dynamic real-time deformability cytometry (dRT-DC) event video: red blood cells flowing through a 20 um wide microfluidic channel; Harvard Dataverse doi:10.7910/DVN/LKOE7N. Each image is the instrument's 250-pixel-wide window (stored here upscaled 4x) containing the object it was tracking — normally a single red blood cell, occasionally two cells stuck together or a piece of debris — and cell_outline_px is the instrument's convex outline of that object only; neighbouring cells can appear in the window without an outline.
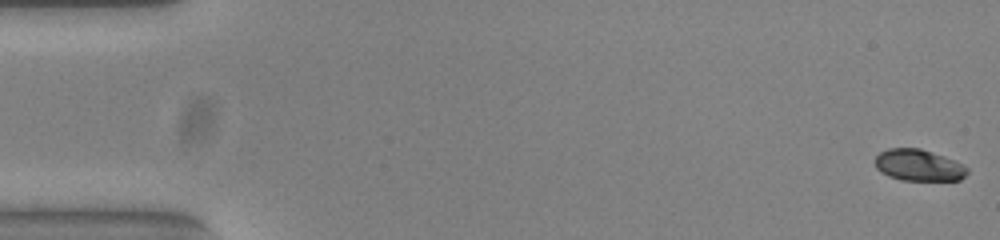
{"species": "common noctule bat (a hibernating species)", "species_latin": "Nyctalus noctula", "temperature_condition": "warm", "stored_images_in_passage": 14, "camera_frame_rate_fps": 3000, "um_per_image_px": 0.085, "animal": {"sex": "female", "body_mass_g": 23.0, "forearm_length_mm": 53.4}, "frame": {"image": 1, "passage_image": 1, "time_ms": 0.0, "image_size_px": [1000, 240], "cell_outline_px": [[968, 172], [960, 180], [900, 180], [888, 176], [880, 172], [876, 168], [876, 156], [880, 152], [888, 148], [920, 148], [944, 156], [968, 168]], "centroid_in_image_um": [78.05, 14.04], "position_along_channel_um": 6.9, "area_um2": 16.82}}